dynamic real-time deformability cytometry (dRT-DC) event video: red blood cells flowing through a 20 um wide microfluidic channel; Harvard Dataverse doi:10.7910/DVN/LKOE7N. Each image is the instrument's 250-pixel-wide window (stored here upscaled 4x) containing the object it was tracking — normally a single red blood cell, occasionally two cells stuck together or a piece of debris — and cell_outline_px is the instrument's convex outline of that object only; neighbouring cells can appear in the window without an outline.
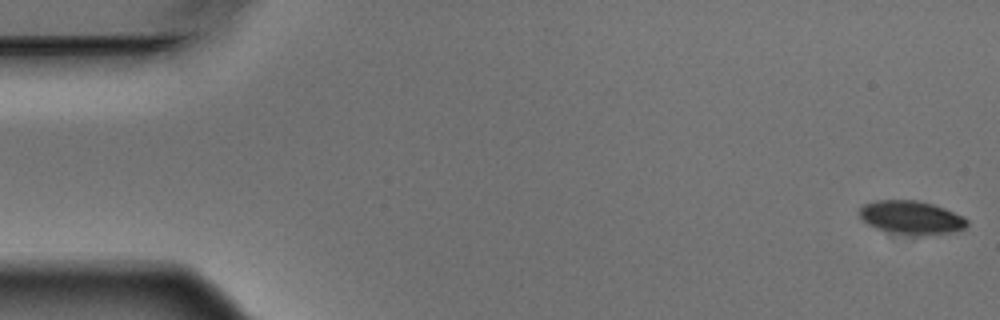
{"species": "Egyptian fruit bat (a non-hibernating species)", "species_latin": "Rousettus aegyptiacus", "temperature_condition": "warm", "stored_images_in_passage": 5, "camera_frame_rate_fps": 3000, "um_per_image_px": 0.085, "animal": {"sex": "male"}, "frame": {"image": 1, "passage_image": 1, "time_ms": 0.0, "image_size_px": [1000, 320], "cell_outline_px": [[968, 224], [964, 228], [952, 232], [924, 236], [920, 236], [896, 232], [876, 228], [868, 224], [860, 216], [860, 208], [864, 204], [876, 200], [916, 200], [932, 204], [944, 208], [964, 216], [968, 220]], "centroid_in_image_um": [77.5, 18.48], "position_along_channel_um": 7.5, "area_um2": 20.81}}
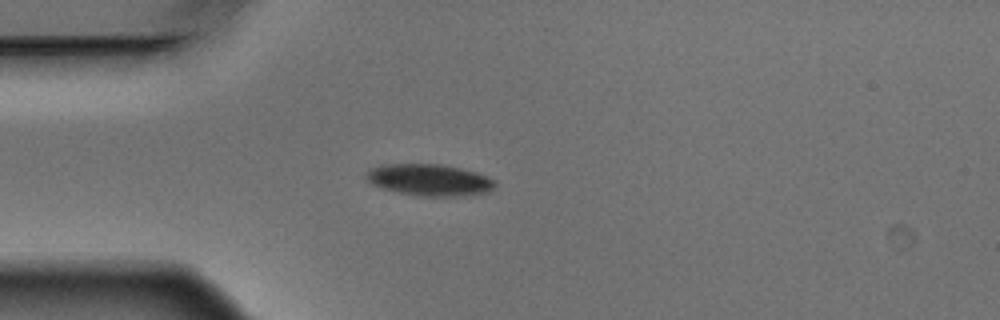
{"frame": {"image": 2, "passage_image": 5, "time_ms": 1.333, "image_size_px": [1000, 320], "cell_outline_px": [[496, 184], [488, 192], [460, 196], [420, 196], [400, 192], [384, 188], [372, 184], [364, 176], [364, 172], [368, 168], [380, 164], [444, 164], [476, 172], [488, 176], [496, 180]], "centroid_in_image_um": [36.48, 15.27], "position_along_channel_um": 48.5, "area_um2": 23.93}}